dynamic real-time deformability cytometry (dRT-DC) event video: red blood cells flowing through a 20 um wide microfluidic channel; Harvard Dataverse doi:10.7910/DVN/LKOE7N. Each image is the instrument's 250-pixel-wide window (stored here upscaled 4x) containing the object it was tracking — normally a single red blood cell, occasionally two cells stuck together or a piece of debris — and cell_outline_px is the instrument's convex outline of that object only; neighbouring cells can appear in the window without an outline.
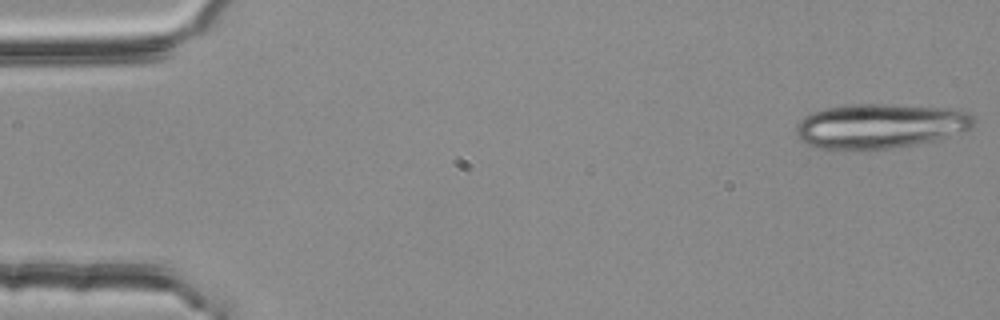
{"species": "common noctule bat (a hibernating species)", "species_latin": "Nyctalus noctula", "temperature_condition": "room temperature", "stored_images_in_passage": 3, "camera_frame_rate_fps": 3000, "um_per_image_px": 0.085, "animal": {"sex": "female", "body_mass_g": 25.1}, "frame": {"image": 1, "passage_image": 1, "time_ms": 0.0, "image_size_px": [1000, 320], "cell_outline_px": [[972, 128], [968, 132], [936, 140], [916, 144], [864, 152], [840, 152], [816, 148], [800, 140], [796, 136], [796, 124], [804, 116], [812, 112], [824, 108], [852, 104], [888, 104], [960, 108], [968, 112], [972, 116]], "centroid_in_image_um": [74.79, 10.74], "position_along_channel_um": 10.2, "area_um2": 47.97}}